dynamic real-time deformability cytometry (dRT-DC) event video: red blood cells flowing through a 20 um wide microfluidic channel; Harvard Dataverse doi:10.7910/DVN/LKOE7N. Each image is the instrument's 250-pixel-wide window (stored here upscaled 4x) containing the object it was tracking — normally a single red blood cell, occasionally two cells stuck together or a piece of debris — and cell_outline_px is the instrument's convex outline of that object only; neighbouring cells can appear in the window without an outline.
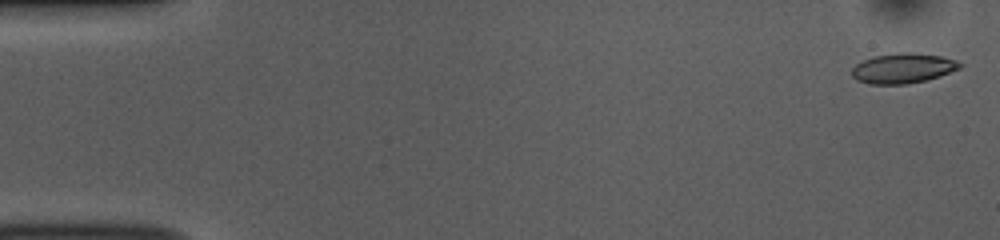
{"species": "common noctule bat (a hibernating species)", "species_latin": "Nyctalus noctula", "temperature_condition": "room temperature", "stored_images_in_passage": 52, "camera_frame_rate_fps": 3000, "um_per_image_px": 0.085, "animal": {"sex": "female", "body_mass_g": 10.0, "forearm_length_mm": 53.1}, "frame": {"image": 1, "passage_image": 1, "time_ms": 0.0, "image_size_px": [1000, 240], "cell_outline_px": [[964, 64], [960, 68], [940, 76], [924, 80], [904, 84], [868, 84], [856, 80], [852, 76], [852, 68], [856, 64], [872, 56], [900, 52], [912, 52], [940, 56], [956, 60]], "centroid_in_image_um": [76.74, 5.79], "position_along_channel_um": 8.3, "area_um2": 18.9}}
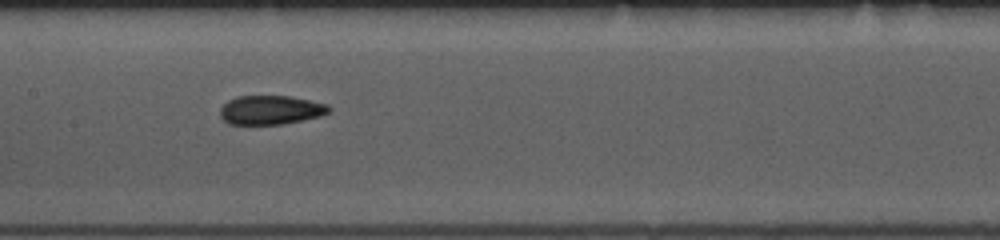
{"frame": {"image": 2, "passage_image": 25, "time_ms": 8.0, "image_size_px": [1000, 240], "cell_outline_px": [[332, 108], [328, 112], [320, 116], [284, 124], [228, 124], [220, 116], [220, 108], [228, 100], [236, 96], [288, 96], [328, 104]], "centroid_in_image_um": [22.99, 9.35], "position_along_channel_um": 184.4, "area_um2": 18.38}}
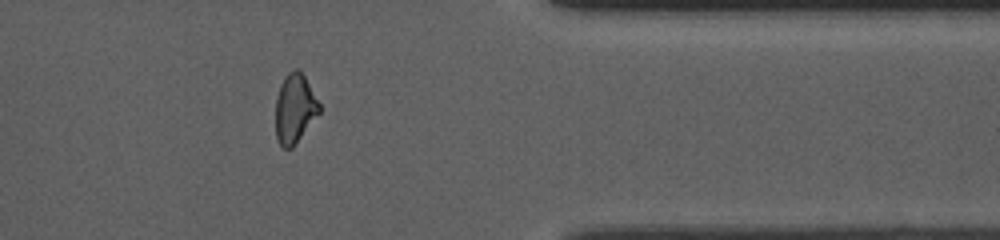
{"frame": {"image": 3, "passage_image": 42, "time_ms": 13.667, "image_size_px": [1000, 240], "cell_outline_px": [[320, 112], [292, 148], [284, 148], [276, 140], [276, 100], [280, 84], [288, 72], [296, 68], [300, 68], [320, 104]], "centroid_in_image_um": [25.05, 9.21], "position_along_channel_um": 386.4, "area_um2": 17.57}, "authors_computed_cell_mechanics": {"area_um2": 18.4382, "velocity_mm_per_s": 3.8482, "shape_relaxation_time_tau1_ms": 4.7219, "shape_relaxation_time_tau2_ms": 2.1422, "deformation_change_tau1": 0.1591, "deformation_change_tau2": 0.091}}